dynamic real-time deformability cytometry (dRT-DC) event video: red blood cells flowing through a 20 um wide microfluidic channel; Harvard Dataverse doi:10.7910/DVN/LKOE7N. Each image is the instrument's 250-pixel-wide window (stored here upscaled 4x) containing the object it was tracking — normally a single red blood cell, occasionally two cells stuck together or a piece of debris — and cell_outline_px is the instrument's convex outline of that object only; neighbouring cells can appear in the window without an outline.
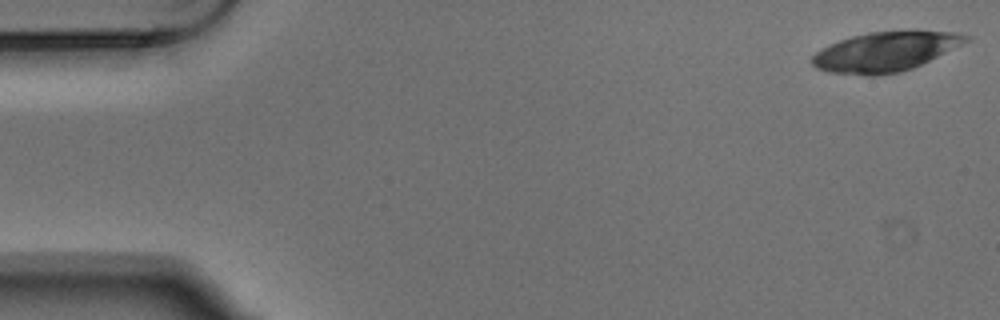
{"species": "Egyptian fruit bat (a non-hibernating species)", "species_latin": "Rousettus aegyptiacus", "temperature_condition": "warm", "stored_images_in_passage": 7, "camera_frame_rate_fps": 3000, "um_per_image_px": 0.085, "animal": {"sex": "male"}, "frame": {"image": 1, "passage_image": 1, "time_ms": 0.0, "image_size_px": [1000, 320], "cell_outline_px": [[972, 40], [912, 68], [900, 72], [876, 76], [872, 76], [832, 72], [816, 68], [808, 60], [816, 52], [840, 40], [852, 36], [868, 32], [916, 28], [960, 32], [972, 36]], "centroid_in_image_um": [75.36, 4.34], "position_along_channel_um": 9.6, "area_um2": 36.36}}